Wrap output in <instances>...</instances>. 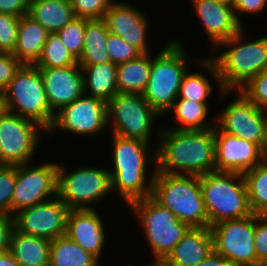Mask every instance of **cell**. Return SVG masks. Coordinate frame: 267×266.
Wrapping results in <instances>:
<instances>
[{
	"label": "cell",
	"instance_id": "6da1fadb",
	"mask_svg": "<svg viewBox=\"0 0 267 266\" xmlns=\"http://www.w3.org/2000/svg\"><path fill=\"white\" fill-rule=\"evenodd\" d=\"M160 131L162 136L156 150L157 172L202 176L216 171L214 127Z\"/></svg>",
	"mask_w": 267,
	"mask_h": 266
},
{
	"label": "cell",
	"instance_id": "7a4b0ae2",
	"mask_svg": "<svg viewBox=\"0 0 267 266\" xmlns=\"http://www.w3.org/2000/svg\"><path fill=\"white\" fill-rule=\"evenodd\" d=\"M243 30L223 41L218 46H228L227 51L212 59L199 60L208 68L218 81L222 94L233 89H240L251 78L266 71L267 68V36L242 44Z\"/></svg>",
	"mask_w": 267,
	"mask_h": 266
},
{
	"label": "cell",
	"instance_id": "3957f363",
	"mask_svg": "<svg viewBox=\"0 0 267 266\" xmlns=\"http://www.w3.org/2000/svg\"><path fill=\"white\" fill-rule=\"evenodd\" d=\"M113 135L114 170L109 171L111 190L116 188L128 204L152 196L155 172L149 179V185H146V163L148 161L156 163V152L149 156L147 153L149 143Z\"/></svg>",
	"mask_w": 267,
	"mask_h": 266
},
{
	"label": "cell",
	"instance_id": "277c9868",
	"mask_svg": "<svg viewBox=\"0 0 267 266\" xmlns=\"http://www.w3.org/2000/svg\"><path fill=\"white\" fill-rule=\"evenodd\" d=\"M154 171L152 197L190 227H209L200 176Z\"/></svg>",
	"mask_w": 267,
	"mask_h": 266
},
{
	"label": "cell",
	"instance_id": "5b68a950",
	"mask_svg": "<svg viewBox=\"0 0 267 266\" xmlns=\"http://www.w3.org/2000/svg\"><path fill=\"white\" fill-rule=\"evenodd\" d=\"M200 185L209 227L225 220L240 219L253 214L249 207L243 174L209 172L200 176Z\"/></svg>",
	"mask_w": 267,
	"mask_h": 266
},
{
	"label": "cell",
	"instance_id": "8992f818",
	"mask_svg": "<svg viewBox=\"0 0 267 266\" xmlns=\"http://www.w3.org/2000/svg\"><path fill=\"white\" fill-rule=\"evenodd\" d=\"M182 44L174 40L151 60L149 82L142 95L160 115L169 112L179 94L187 59Z\"/></svg>",
	"mask_w": 267,
	"mask_h": 266
},
{
	"label": "cell",
	"instance_id": "52a82bcc",
	"mask_svg": "<svg viewBox=\"0 0 267 266\" xmlns=\"http://www.w3.org/2000/svg\"><path fill=\"white\" fill-rule=\"evenodd\" d=\"M5 110L38 123L43 131L51 127L55 114L47 100L41 72L35 65L23 64L4 93ZM18 109V113L14 110Z\"/></svg>",
	"mask_w": 267,
	"mask_h": 266
},
{
	"label": "cell",
	"instance_id": "ba28073f",
	"mask_svg": "<svg viewBox=\"0 0 267 266\" xmlns=\"http://www.w3.org/2000/svg\"><path fill=\"white\" fill-rule=\"evenodd\" d=\"M129 206L141 220L149 246L157 257L154 263H161L191 228L152 196L136 200Z\"/></svg>",
	"mask_w": 267,
	"mask_h": 266
},
{
	"label": "cell",
	"instance_id": "9c48e42d",
	"mask_svg": "<svg viewBox=\"0 0 267 266\" xmlns=\"http://www.w3.org/2000/svg\"><path fill=\"white\" fill-rule=\"evenodd\" d=\"M155 117L159 114L140 93L118 92L107 102V123L113 120L114 134L124 138L150 143Z\"/></svg>",
	"mask_w": 267,
	"mask_h": 266
},
{
	"label": "cell",
	"instance_id": "30bf717a",
	"mask_svg": "<svg viewBox=\"0 0 267 266\" xmlns=\"http://www.w3.org/2000/svg\"><path fill=\"white\" fill-rule=\"evenodd\" d=\"M58 164L57 196L70 210L93 209L89 204L111 192L108 170L82 167L65 174Z\"/></svg>",
	"mask_w": 267,
	"mask_h": 266
},
{
	"label": "cell",
	"instance_id": "8fae6325",
	"mask_svg": "<svg viewBox=\"0 0 267 266\" xmlns=\"http://www.w3.org/2000/svg\"><path fill=\"white\" fill-rule=\"evenodd\" d=\"M210 228L214 250L224 256L231 266H258L254 247V214L225 220Z\"/></svg>",
	"mask_w": 267,
	"mask_h": 266
},
{
	"label": "cell",
	"instance_id": "7c38bea8",
	"mask_svg": "<svg viewBox=\"0 0 267 266\" xmlns=\"http://www.w3.org/2000/svg\"><path fill=\"white\" fill-rule=\"evenodd\" d=\"M33 120L5 110L0 115V159L2 165L28 164L38 144L39 129ZM37 143V144H36Z\"/></svg>",
	"mask_w": 267,
	"mask_h": 266
},
{
	"label": "cell",
	"instance_id": "4fadbf2b",
	"mask_svg": "<svg viewBox=\"0 0 267 266\" xmlns=\"http://www.w3.org/2000/svg\"><path fill=\"white\" fill-rule=\"evenodd\" d=\"M57 183V163H46L37 167L28 164L16 166L12 214L56 197Z\"/></svg>",
	"mask_w": 267,
	"mask_h": 266
},
{
	"label": "cell",
	"instance_id": "5bb4252c",
	"mask_svg": "<svg viewBox=\"0 0 267 266\" xmlns=\"http://www.w3.org/2000/svg\"><path fill=\"white\" fill-rule=\"evenodd\" d=\"M238 98L216 117L215 125L227 134L262 146L267 122V110L258 108L240 90Z\"/></svg>",
	"mask_w": 267,
	"mask_h": 266
},
{
	"label": "cell",
	"instance_id": "9a60e30c",
	"mask_svg": "<svg viewBox=\"0 0 267 266\" xmlns=\"http://www.w3.org/2000/svg\"><path fill=\"white\" fill-rule=\"evenodd\" d=\"M69 210L56 196L14 214V228L22 234L52 241L65 235Z\"/></svg>",
	"mask_w": 267,
	"mask_h": 266
},
{
	"label": "cell",
	"instance_id": "2e32d148",
	"mask_svg": "<svg viewBox=\"0 0 267 266\" xmlns=\"http://www.w3.org/2000/svg\"><path fill=\"white\" fill-rule=\"evenodd\" d=\"M87 96V97H86ZM81 96L55 112L48 133L66 130L78 135H91L102 131L107 123V103L90 95Z\"/></svg>",
	"mask_w": 267,
	"mask_h": 266
},
{
	"label": "cell",
	"instance_id": "e0dca14e",
	"mask_svg": "<svg viewBox=\"0 0 267 266\" xmlns=\"http://www.w3.org/2000/svg\"><path fill=\"white\" fill-rule=\"evenodd\" d=\"M215 167L220 172L244 174L262 162L260 148L214 127Z\"/></svg>",
	"mask_w": 267,
	"mask_h": 266
},
{
	"label": "cell",
	"instance_id": "ac0fdd59",
	"mask_svg": "<svg viewBox=\"0 0 267 266\" xmlns=\"http://www.w3.org/2000/svg\"><path fill=\"white\" fill-rule=\"evenodd\" d=\"M38 69L41 72L48 103L54 114L55 110H60L85 94L84 73L79 64Z\"/></svg>",
	"mask_w": 267,
	"mask_h": 266
},
{
	"label": "cell",
	"instance_id": "d6986e66",
	"mask_svg": "<svg viewBox=\"0 0 267 266\" xmlns=\"http://www.w3.org/2000/svg\"><path fill=\"white\" fill-rule=\"evenodd\" d=\"M103 20L109 33L120 36L142 54L149 53L146 39L148 21L137 8L114 2L106 11Z\"/></svg>",
	"mask_w": 267,
	"mask_h": 266
},
{
	"label": "cell",
	"instance_id": "ffe728a7",
	"mask_svg": "<svg viewBox=\"0 0 267 266\" xmlns=\"http://www.w3.org/2000/svg\"><path fill=\"white\" fill-rule=\"evenodd\" d=\"M192 3L214 48L243 29L232 5L215 0H192Z\"/></svg>",
	"mask_w": 267,
	"mask_h": 266
},
{
	"label": "cell",
	"instance_id": "44dd1931",
	"mask_svg": "<svg viewBox=\"0 0 267 266\" xmlns=\"http://www.w3.org/2000/svg\"><path fill=\"white\" fill-rule=\"evenodd\" d=\"M104 228L94 209L69 210L65 235L97 260L104 245Z\"/></svg>",
	"mask_w": 267,
	"mask_h": 266
},
{
	"label": "cell",
	"instance_id": "7402d4cb",
	"mask_svg": "<svg viewBox=\"0 0 267 266\" xmlns=\"http://www.w3.org/2000/svg\"><path fill=\"white\" fill-rule=\"evenodd\" d=\"M214 250L210 227H191L161 262L163 266H196Z\"/></svg>",
	"mask_w": 267,
	"mask_h": 266
},
{
	"label": "cell",
	"instance_id": "603a6c76",
	"mask_svg": "<svg viewBox=\"0 0 267 266\" xmlns=\"http://www.w3.org/2000/svg\"><path fill=\"white\" fill-rule=\"evenodd\" d=\"M49 32L28 14L19 21L13 55L22 63L34 65L41 57Z\"/></svg>",
	"mask_w": 267,
	"mask_h": 266
},
{
	"label": "cell",
	"instance_id": "cb8c5ba5",
	"mask_svg": "<svg viewBox=\"0 0 267 266\" xmlns=\"http://www.w3.org/2000/svg\"><path fill=\"white\" fill-rule=\"evenodd\" d=\"M50 247L47 239L12 231L9 251L20 266H49Z\"/></svg>",
	"mask_w": 267,
	"mask_h": 266
},
{
	"label": "cell",
	"instance_id": "d4e9b609",
	"mask_svg": "<svg viewBox=\"0 0 267 266\" xmlns=\"http://www.w3.org/2000/svg\"><path fill=\"white\" fill-rule=\"evenodd\" d=\"M28 15L49 33L61 30L75 17L70 0H31Z\"/></svg>",
	"mask_w": 267,
	"mask_h": 266
},
{
	"label": "cell",
	"instance_id": "484cf974",
	"mask_svg": "<svg viewBox=\"0 0 267 266\" xmlns=\"http://www.w3.org/2000/svg\"><path fill=\"white\" fill-rule=\"evenodd\" d=\"M84 76V92L91 91V97L99 98L106 103L118 93L117 65L111 62L95 65H80ZM87 76V77H86Z\"/></svg>",
	"mask_w": 267,
	"mask_h": 266
},
{
	"label": "cell",
	"instance_id": "4316f807",
	"mask_svg": "<svg viewBox=\"0 0 267 266\" xmlns=\"http://www.w3.org/2000/svg\"><path fill=\"white\" fill-rule=\"evenodd\" d=\"M108 29L103 19H86L84 48L79 65H95L111 62L106 48Z\"/></svg>",
	"mask_w": 267,
	"mask_h": 266
},
{
	"label": "cell",
	"instance_id": "83f0119b",
	"mask_svg": "<svg viewBox=\"0 0 267 266\" xmlns=\"http://www.w3.org/2000/svg\"><path fill=\"white\" fill-rule=\"evenodd\" d=\"M149 53L137 59L117 65V87L119 93H140L149 82L151 58Z\"/></svg>",
	"mask_w": 267,
	"mask_h": 266
},
{
	"label": "cell",
	"instance_id": "f1b7e54d",
	"mask_svg": "<svg viewBox=\"0 0 267 266\" xmlns=\"http://www.w3.org/2000/svg\"><path fill=\"white\" fill-rule=\"evenodd\" d=\"M98 261L66 235L51 241L49 266H99Z\"/></svg>",
	"mask_w": 267,
	"mask_h": 266
},
{
	"label": "cell",
	"instance_id": "f546056e",
	"mask_svg": "<svg viewBox=\"0 0 267 266\" xmlns=\"http://www.w3.org/2000/svg\"><path fill=\"white\" fill-rule=\"evenodd\" d=\"M253 214L267 215V164L261 162L243 174Z\"/></svg>",
	"mask_w": 267,
	"mask_h": 266
},
{
	"label": "cell",
	"instance_id": "4dcf8cb0",
	"mask_svg": "<svg viewBox=\"0 0 267 266\" xmlns=\"http://www.w3.org/2000/svg\"><path fill=\"white\" fill-rule=\"evenodd\" d=\"M208 108L207 102L176 99L171 110L174 109L175 119L183 126L173 129L203 130L215 127V123H203L208 115Z\"/></svg>",
	"mask_w": 267,
	"mask_h": 266
},
{
	"label": "cell",
	"instance_id": "1f68e13d",
	"mask_svg": "<svg viewBox=\"0 0 267 266\" xmlns=\"http://www.w3.org/2000/svg\"><path fill=\"white\" fill-rule=\"evenodd\" d=\"M78 60L64 46L56 33H49L41 57L34 64L38 68H60L77 65Z\"/></svg>",
	"mask_w": 267,
	"mask_h": 266
},
{
	"label": "cell",
	"instance_id": "d6a6232c",
	"mask_svg": "<svg viewBox=\"0 0 267 266\" xmlns=\"http://www.w3.org/2000/svg\"><path fill=\"white\" fill-rule=\"evenodd\" d=\"M212 86L204 74L187 73L183 76L177 99L206 102L212 92Z\"/></svg>",
	"mask_w": 267,
	"mask_h": 266
},
{
	"label": "cell",
	"instance_id": "836d02e7",
	"mask_svg": "<svg viewBox=\"0 0 267 266\" xmlns=\"http://www.w3.org/2000/svg\"><path fill=\"white\" fill-rule=\"evenodd\" d=\"M86 29V18L74 17L64 28L56 34L70 53L79 60L83 48Z\"/></svg>",
	"mask_w": 267,
	"mask_h": 266
},
{
	"label": "cell",
	"instance_id": "e575fe53",
	"mask_svg": "<svg viewBox=\"0 0 267 266\" xmlns=\"http://www.w3.org/2000/svg\"><path fill=\"white\" fill-rule=\"evenodd\" d=\"M106 48L111 63L116 65L137 59L142 53L120 36L108 33Z\"/></svg>",
	"mask_w": 267,
	"mask_h": 266
},
{
	"label": "cell",
	"instance_id": "d590c367",
	"mask_svg": "<svg viewBox=\"0 0 267 266\" xmlns=\"http://www.w3.org/2000/svg\"><path fill=\"white\" fill-rule=\"evenodd\" d=\"M16 183V166L0 167V214H12V197Z\"/></svg>",
	"mask_w": 267,
	"mask_h": 266
},
{
	"label": "cell",
	"instance_id": "8d00e7d4",
	"mask_svg": "<svg viewBox=\"0 0 267 266\" xmlns=\"http://www.w3.org/2000/svg\"><path fill=\"white\" fill-rule=\"evenodd\" d=\"M75 17L103 19L106 11L114 3L111 0H70Z\"/></svg>",
	"mask_w": 267,
	"mask_h": 266
},
{
	"label": "cell",
	"instance_id": "74e56055",
	"mask_svg": "<svg viewBox=\"0 0 267 266\" xmlns=\"http://www.w3.org/2000/svg\"><path fill=\"white\" fill-rule=\"evenodd\" d=\"M239 90L258 108L267 110V71L251 78Z\"/></svg>",
	"mask_w": 267,
	"mask_h": 266
},
{
	"label": "cell",
	"instance_id": "f35d334b",
	"mask_svg": "<svg viewBox=\"0 0 267 266\" xmlns=\"http://www.w3.org/2000/svg\"><path fill=\"white\" fill-rule=\"evenodd\" d=\"M20 17L0 13V52L13 53Z\"/></svg>",
	"mask_w": 267,
	"mask_h": 266
},
{
	"label": "cell",
	"instance_id": "ab89813d",
	"mask_svg": "<svg viewBox=\"0 0 267 266\" xmlns=\"http://www.w3.org/2000/svg\"><path fill=\"white\" fill-rule=\"evenodd\" d=\"M254 240L258 265H267V215L254 214Z\"/></svg>",
	"mask_w": 267,
	"mask_h": 266
},
{
	"label": "cell",
	"instance_id": "60d3db41",
	"mask_svg": "<svg viewBox=\"0 0 267 266\" xmlns=\"http://www.w3.org/2000/svg\"><path fill=\"white\" fill-rule=\"evenodd\" d=\"M22 65L12 53L0 52V93H4Z\"/></svg>",
	"mask_w": 267,
	"mask_h": 266
},
{
	"label": "cell",
	"instance_id": "b9f144b4",
	"mask_svg": "<svg viewBox=\"0 0 267 266\" xmlns=\"http://www.w3.org/2000/svg\"><path fill=\"white\" fill-rule=\"evenodd\" d=\"M14 229V216L0 214V252L10 249V237Z\"/></svg>",
	"mask_w": 267,
	"mask_h": 266
},
{
	"label": "cell",
	"instance_id": "7bdbcfd3",
	"mask_svg": "<svg viewBox=\"0 0 267 266\" xmlns=\"http://www.w3.org/2000/svg\"><path fill=\"white\" fill-rule=\"evenodd\" d=\"M31 0H0V13L16 17L28 14Z\"/></svg>",
	"mask_w": 267,
	"mask_h": 266
},
{
	"label": "cell",
	"instance_id": "ee69618b",
	"mask_svg": "<svg viewBox=\"0 0 267 266\" xmlns=\"http://www.w3.org/2000/svg\"><path fill=\"white\" fill-rule=\"evenodd\" d=\"M267 5V0H234L232 6L235 11L236 18L241 24L237 13H257L262 11Z\"/></svg>",
	"mask_w": 267,
	"mask_h": 266
},
{
	"label": "cell",
	"instance_id": "f6af8a7d",
	"mask_svg": "<svg viewBox=\"0 0 267 266\" xmlns=\"http://www.w3.org/2000/svg\"><path fill=\"white\" fill-rule=\"evenodd\" d=\"M196 266H231L230 262L215 250Z\"/></svg>",
	"mask_w": 267,
	"mask_h": 266
},
{
	"label": "cell",
	"instance_id": "bcb514c9",
	"mask_svg": "<svg viewBox=\"0 0 267 266\" xmlns=\"http://www.w3.org/2000/svg\"><path fill=\"white\" fill-rule=\"evenodd\" d=\"M0 266H20L10 251L0 252Z\"/></svg>",
	"mask_w": 267,
	"mask_h": 266
},
{
	"label": "cell",
	"instance_id": "7dc6e473",
	"mask_svg": "<svg viewBox=\"0 0 267 266\" xmlns=\"http://www.w3.org/2000/svg\"><path fill=\"white\" fill-rule=\"evenodd\" d=\"M260 153L262 162L267 164V122L265 127L263 143L262 146L260 147Z\"/></svg>",
	"mask_w": 267,
	"mask_h": 266
},
{
	"label": "cell",
	"instance_id": "c3c4849f",
	"mask_svg": "<svg viewBox=\"0 0 267 266\" xmlns=\"http://www.w3.org/2000/svg\"><path fill=\"white\" fill-rule=\"evenodd\" d=\"M5 111L4 96L0 93V115Z\"/></svg>",
	"mask_w": 267,
	"mask_h": 266
},
{
	"label": "cell",
	"instance_id": "681fc988",
	"mask_svg": "<svg viewBox=\"0 0 267 266\" xmlns=\"http://www.w3.org/2000/svg\"><path fill=\"white\" fill-rule=\"evenodd\" d=\"M215 1H220V2L226 3L228 5H232L234 2V0H215Z\"/></svg>",
	"mask_w": 267,
	"mask_h": 266
},
{
	"label": "cell",
	"instance_id": "f907efd6",
	"mask_svg": "<svg viewBox=\"0 0 267 266\" xmlns=\"http://www.w3.org/2000/svg\"><path fill=\"white\" fill-rule=\"evenodd\" d=\"M150 266H163L161 263H152Z\"/></svg>",
	"mask_w": 267,
	"mask_h": 266
}]
</instances>
